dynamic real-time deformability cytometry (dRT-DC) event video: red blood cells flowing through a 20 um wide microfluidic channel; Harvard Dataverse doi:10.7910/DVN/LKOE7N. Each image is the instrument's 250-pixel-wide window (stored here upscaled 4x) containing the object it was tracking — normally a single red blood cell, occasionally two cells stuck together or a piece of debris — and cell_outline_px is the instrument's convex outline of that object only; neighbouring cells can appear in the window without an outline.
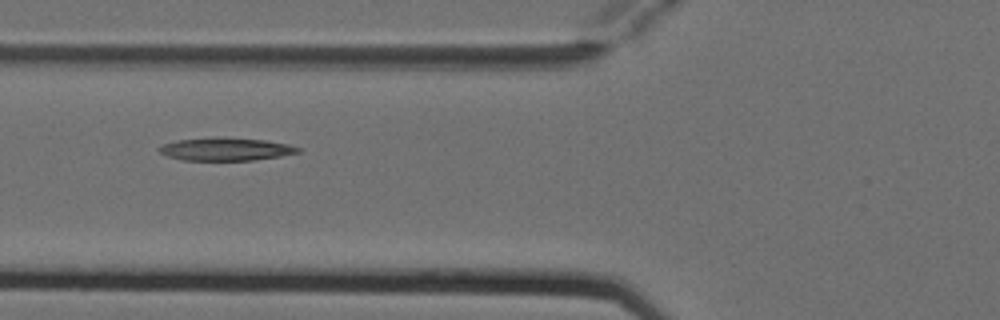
{"species": "Egyptian fruit bat (a non-hibernating species)", "species_latin": "Rousettus aegyptiacus", "temperature_condition": "cold", "stored_images_in_passage": 6, "camera_frame_rate_fps": 3000, "um_per_image_px": 0.085, "animal": {"sex": "female"}, "frame": {"image": 1, "passage_image": 5, "time_ms": 1.333, "image_size_px": [1000, 320], "cell_outline_px": [[300, 152], [280, 156], [252, 160], [180, 160], [168, 156], [160, 152], [156, 148], [164, 144], [176, 140], [264, 140], [288, 144], [300, 148]], "centroid_in_image_um": [19.19, 12.73], "position_along_channel_um": 106.6, "area_um2": 17.34}}
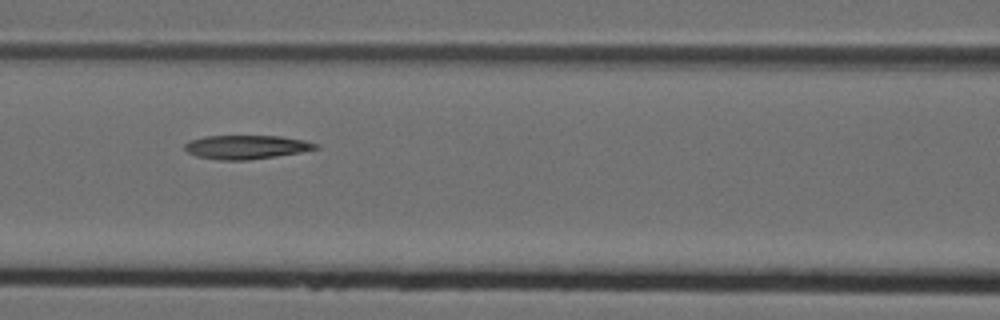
{"frame": {"image": 2, "passage_image": 6, "time_ms": 1.667, "image_size_px": [1000, 320], "cell_outline_px": [[320, 148], [300, 152], [276, 156], [248, 160], [220, 160], [196, 156], [188, 152], [184, 148], [184, 144], [188, 140], [204, 136], [280, 136], [304, 140], [316, 144]], "centroid_in_image_um": [20.89, 12.5], "position_along_channel_um": 145.7, "area_um2": 18.15}}